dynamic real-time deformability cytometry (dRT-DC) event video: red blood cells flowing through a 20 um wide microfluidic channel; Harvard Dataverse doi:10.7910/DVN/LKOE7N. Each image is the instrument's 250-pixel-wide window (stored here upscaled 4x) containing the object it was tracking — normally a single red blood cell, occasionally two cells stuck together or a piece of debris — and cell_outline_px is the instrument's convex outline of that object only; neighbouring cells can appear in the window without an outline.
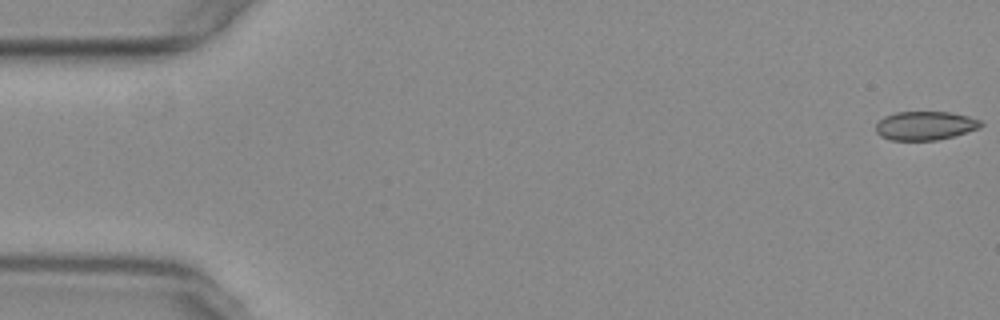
{"species": "common noctule bat (a hibernating species)", "species_latin": "Nyctalus noctula", "temperature_condition": "warm", "stored_images_in_passage": 55, "camera_frame_rate_fps": 3000, "um_per_image_px": 0.085, "animal": {"sex": "female", "body_mass_g": 29.2, "forearm_length_mm": 56.3}, "frame": {"image": 1, "passage_image": 1, "time_ms": 0.0, "image_size_px": [1000, 320], "cell_outline_px": [[984, 124], [980, 128], [952, 136], [936, 140], [892, 140], [880, 136], [876, 132], [876, 124], [884, 116], [896, 112], [952, 112], [968, 116], [980, 120]], "centroid_in_image_um": [78.64, 10.67], "position_along_channel_um": 6.4, "area_um2": 17.57}}
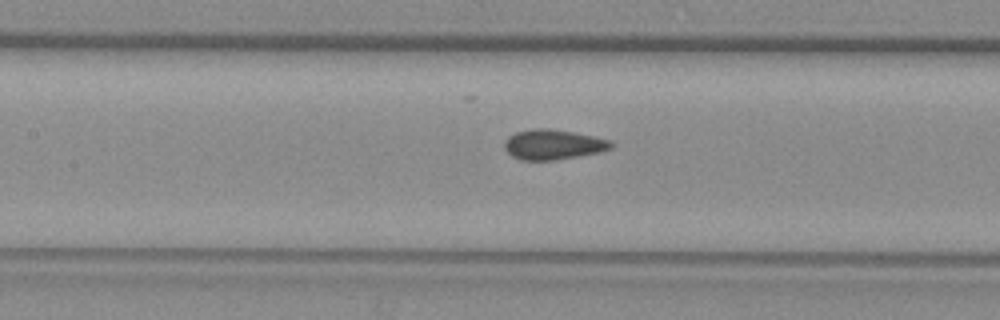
{"frame": {"image": 2, "passage_image": 25, "time_ms": 8.0, "image_size_px": [1000, 320], "cell_outline_px": [[612, 148], [600, 152], [556, 160], [520, 160], [512, 156], [504, 148], [504, 140], [508, 136], [516, 132], [532, 128], [548, 128], [572, 132], [612, 140]], "centroid_in_image_um": [46.99, 12.28], "position_along_channel_um": 160.4, "area_um2": 18.73}}
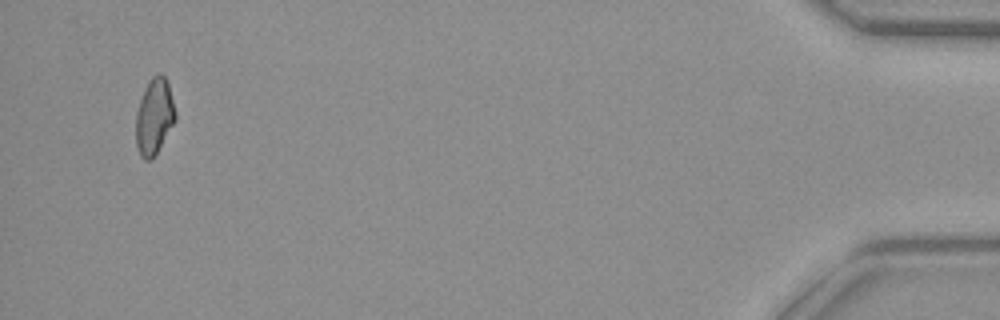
{"frame": {"image": 3, "passage_image": 53, "time_ms": 17.333, "image_size_px": [1000, 320], "cell_outline_px": [[176, 120], [152, 160], [144, 160], [140, 156], [136, 144], [136, 112], [144, 88], [148, 80], [152, 76], [160, 72], [164, 76], [168, 84], [176, 112]], "centroid_in_image_um": [13.11, 9.9], "position_along_channel_um": 422.1, "area_um2": 17.57}, "authors_computed_cell_mechanics": {"area_um2": 18.2648, "velocity_mm_per_s": 3.7631, "shape_relaxation_time_tau1_ms": null, "shape_relaxation_time_tau2_ms": 2.0116, "deformation_change_tau1": null, "deformation_change_tau2": 0.0673}}